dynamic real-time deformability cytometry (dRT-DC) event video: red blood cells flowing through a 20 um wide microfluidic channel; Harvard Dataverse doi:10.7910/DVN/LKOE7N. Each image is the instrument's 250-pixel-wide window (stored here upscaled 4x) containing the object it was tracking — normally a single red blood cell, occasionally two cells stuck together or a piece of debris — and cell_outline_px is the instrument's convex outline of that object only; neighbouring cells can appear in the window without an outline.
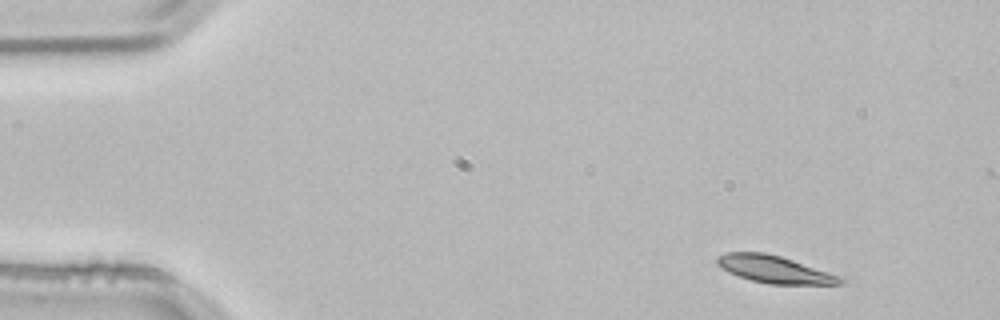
{"species": "common noctule bat (a hibernating species)", "species_latin": "Nyctalus noctula", "temperature_condition": "room temperature", "stored_images_in_passage": 4, "camera_frame_rate_fps": 3000, "um_per_image_px": 0.085, "animal": {"sex": "male", "body_mass_g": 21.5, "forearm_length_mm": 52.0}, "frame": {"image": 1, "passage_image": 1, "time_ms": 0.0, "image_size_px": [1000, 320], "cell_outline_px": [[848, 280], [840, 284], [768, 284], [752, 280], [728, 272], [716, 264], [716, 256], [728, 252], [764, 252], [780, 256], [844, 276]], "centroid_in_image_um": [65.89, 22.89], "position_along_channel_um": 19.1, "area_um2": 19.77}}